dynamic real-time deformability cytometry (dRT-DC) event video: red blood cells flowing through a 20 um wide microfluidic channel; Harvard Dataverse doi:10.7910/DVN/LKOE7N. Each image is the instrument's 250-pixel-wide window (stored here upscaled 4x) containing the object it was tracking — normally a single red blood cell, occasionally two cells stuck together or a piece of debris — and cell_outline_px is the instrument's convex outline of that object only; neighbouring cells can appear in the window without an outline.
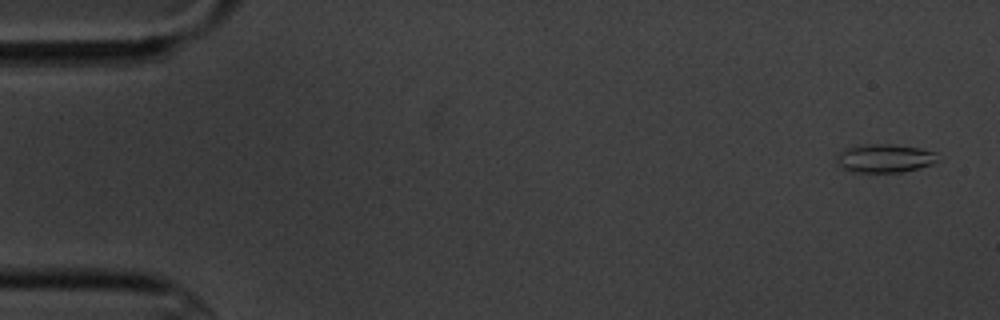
{"species": "common noctule bat (a hibernating species)", "species_latin": "Nyctalus noctula", "temperature_condition": "cold", "stored_images_in_passage": 5, "camera_frame_rate_fps": 3000, "um_per_image_px": 0.085, "animal": {"sex": "male", "body_mass_g": 20.1, "forearm_length_mm": 53.5}, "frame": {"image": 1, "passage_image": 1, "time_ms": 0.0, "image_size_px": [1000, 320], "cell_outline_px": [[940, 160], [932, 164], [920, 168], [900, 172], [852, 172], [840, 168], [836, 164], [836, 156], [844, 148], [868, 144], [892, 144], [920, 148], [936, 152]], "centroid_in_image_um": [75.19, 13.46], "position_along_channel_um": 9.8, "area_um2": 17.05}}
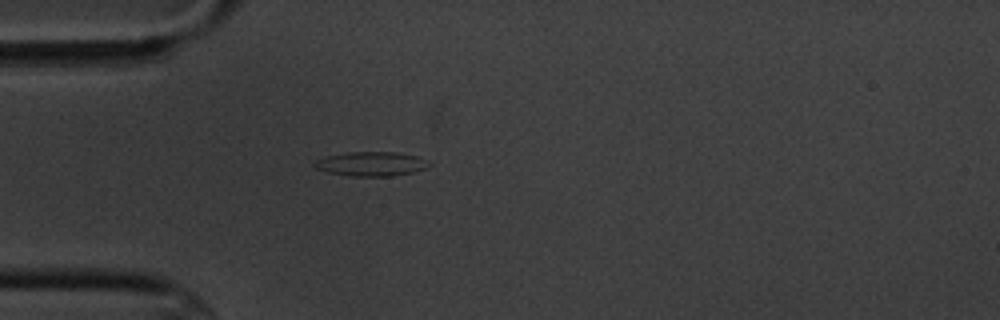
{"frame": {"image": 2, "passage_image": 5, "time_ms": 4.667, "image_size_px": [1000, 320], "cell_outline_px": [[432, 164], [428, 168], [412, 172], [392, 176], [352, 176], [328, 172], [316, 168], [312, 164], [316, 160], [328, 156], [348, 152], [396, 152], [416, 156]], "centroid_in_image_um": [31.56, 13.93], "position_along_channel_um": 53.4, "area_um2": 16.07}}